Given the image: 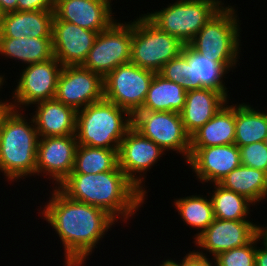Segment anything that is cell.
<instances>
[{"label":"cell","mask_w":267,"mask_h":266,"mask_svg":"<svg viewBox=\"0 0 267 266\" xmlns=\"http://www.w3.org/2000/svg\"><path fill=\"white\" fill-rule=\"evenodd\" d=\"M97 35V31L53 18L51 37L54 57L62 66L82 65Z\"/></svg>","instance_id":"cell-16"},{"label":"cell","mask_w":267,"mask_h":266,"mask_svg":"<svg viewBox=\"0 0 267 266\" xmlns=\"http://www.w3.org/2000/svg\"><path fill=\"white\" fill-rule=\"evenodd\" d=\"M181 54L186 58V77L183 80V88L186 91L210 88L222 92L230 99L223 80L227 78L225 76L229 71L222 64L209 60L189 44L183 45Z\"/></svg>","instance_id":"cell-19"},{"label":"cell","mask_w":267,"mask_h":266,"mask_svg":"<svg viewBox=\"0 0 267 266\" xmlns=\"http://www.w3.org/2000/svg\"><path fill=\"white\" fill-rule=\"evenodd\" d=\"M4 76H5V74L0 75V91L3 89V85L6 83V81H5L6 78Z\"/></svg>","instance_id":"cell-41"},{"label":"cell","mask_w":267,"mask_h":266,"mask_svg":"<svg viewBox=\"0 0 267 266\" xmlns=\"http://www.w3.org/2000/svg\"><path fill=\"white\" fill-rule=\"evenodd\" d=\"M176 266H213L210 258H206L196 254L194 251H189L184 257H181V261L169 258Z\"/></svg>","instance_id":"cell-35"},{"label":"cell","mask_w":267,"mask_h":266,"mask_svg":"<svg viewBox=\"0 0 267 266\" xmlns=\"http://www.w3.org/2000/svg\"><path fill=\"white\" fill-rule=\"evenodd\" d=\"M223 188L234 191L254 205L267 200V172L240 165L222 178L219 183Z\"/></svg>","instance_id":"cell-25"},{"label":"cell","mask_w":267,"mask_h":266,"mask_svg":"<svg viewBox=\"0 0 267 266\" xmlns=\"http://www.w3.org/2000/svg\"><path fill=\"white\" fill-rule=\"evenodd\" d=\"M158 74L183 87V80L186 77V58L180 53L166 63Z\"/></svg>","instance_id":"cell-33"},{"label":"cell","mask_w":267,"mask_h":266,"mask_svg":"<svg viewBox=\"0 0 267 266\" xmlns=\"http://www.w3.org/2000/svg\"><path fill=\"white\" fill-rule=\"evenodd\" d=\"M56 0H18L17 11H54Z\"/></svg>","instance_id":"cell-34"},{"label":"cell","mask_w":267,"mask_h":266,"mask_svg":"<svg viewBox=\"0 0 267 266\" xmlns=\"http://www.w3.org/2000/svg\"><path fill=\"white\" fill-rule=\"evenodd\" d=\"M49 201L38 210L64 248V266H85L117 221L105 210L67 197L52 186Z\"/></svg>","instance_id":"cell-1"},{"label":"cell","mask_w":267,"mask_h":266,"mask_svg":"<svg viewBox=\"0 0 267 266\" xmlns=\"http://www.w3.org/2000/svg\"><path fill=\"white\" fill-rule=\"evenodd\" d=\"M258 227L259 225L251 220L236 221L214 218L209 227L194 239L193 243L201 250L193 251L206 258H208V253L211 257L213 256L210 258L212 260L220 253L250 243L258 235Z\"/></svg>","instance_id":"cell-14"},{"label":"cell","mask_w":267,"mask_h":266,"mask_svg":"<svg viewBox=\"0 0 267 266\" xmlns=\"http://www.w3.org/2000/svg\"><path fill=\"white\" fill-rule=\"evenodd\" d=\"M186 95L187 91L181 85L155 73L140 110L180 113L183 110Z\"/></svg>","instance_id":"cell-26"},{"label":"cell","mask_w":267,"mask_h":266,"mask_svg":"<svg viewBox=\"0 0 267 266\" xmlns=\"http://www.w3.org/2000/svg\"><path fill=\"white\" fill-rule=\"evenodd\" d=\"M226 104L229 99L220 91L210 88L187 91L180 112L186 133L191 137Z\"/></svg>","instance_id":"cell-21"},{"label":"cell","mask_w":267,"mask_h":266,"mask_svg":"<svg viewBox=\"0 0 267 266\" xmlns=\"http://www.w3.org/2000/svg\"><path fill=\"white\" fill-rule=\"evenodd\" d=\"M261 242L258 234L243 247L233 248L218 254L212 260L213 266H255L256 245Z\"/></svg>","instance_id":"cell-31"},{"label":"cell","mask_w":267,"mask_h":266,"mask_svg":"<svg viewBox=\"0 0 267 266\" xmlns=\"http://www.w3.org/2000/svg\"><path fill=\"white\" fill-rule=\"evenodd\" d=\"M111 3V0H56L53 18L99 33L116 20Z\"/></svg>","instance_id":"cell-18"},{"label":"cell","mask_w":267,"mask_h":266,"mask_svg":"<svg viewBox=\"0 0 267 266\" xmlns=\"http://www.w3.org/2000/svg\"><path fill=\"white\" fill-rule=\"evenodd\" d=\"M163 155L165 151L160 146L131 127L119 145L118 166L142 194L148 196L143 184L147 177L146 172H149Z\"/></svg>","instance_id":"cell-12"},{"label":"cell","mask_w":267,"mask_h":266,"mask_svg":"<svg viewBox=\"0 0 267 266\" xmlns=\"http://www.w3.org/2000/svg\"><path fill=\"white\" fill-rule=\"evenodd\" d=\"M24 66L19 78H16L18 82L10 98L12 108L21 111L24 109L26 111L28 106L32 107L38 102L55 97L57 80L63 67L55 57Z\"/></svg>","instance_id":"cell-11"},{"label":"cell","mask_w":267,"mask_h":266,"mask_svg":"<svg viewBox=\"0 0 267 266\" xmlns=\"http://www.w3.org/2000/svg\"><path fill=\"white\" fill-rule=\"evenodd\" d=\"M54 98L77 112L104 99V78L82 65L63 66Z\"/></svg>","instance_id":"cell-13"},{"label":"cell","mask_w":267,"mask_h":266,"mask_svg":"<svg viewBox=\"0 0 267 266\" xmlns=\"http://www.w3.org/2000/svg\"><path fill=\"white\" fill-rule=\"evenodd\" d=\"M11 99L7 100L3 98L1 100L0 98V128L2 121L4 120L5 116L9 113V111L12 109V104L9 102Z\"/></svg>","instance_id":"cell-38"},{"label":"cell","mask_w":267,"mask_h":266,"mask_svg":"<svg viewBox=\"0 0 267 266\" xmlns=\"http://www.w3.org/2000/svg\"><path fill=\"white\" fill-rule=\"evenodd\" d=\"M0 56L29 65L54 57L52 38L0 37Z\"/></svg>","instance_id":"cell-24"},{"label":"cell","mask_w":267,"mask_h":266,"mask_svg":"<svg viewBox=\"0 0 267 266\" xmlns=\"http://www.w3.org/2000/svg\"><path fill=\"white\" fill-rule=\"evenodd\" d=\"M264 143H265V145L267 147V137L265 138Z\"/></svg>","instance_id":"cell-42"},{"label":"cell","mask_w":267,"mask_h":266,"mask_svg":"<svg viewBox=\"0 0 267 266\" xmlns=\"http://www.w3.org/2000/svg\"><path fill=\"white\" fill-rule=\"evenodd\" d=\"M196 194L175 198L173 204L183 223L189 226V228L191 226V228L198 230L194 235V239L206 230L214 219L213 204L210 196L203 197L201 194Z\"/></svg>","instance_id":"cell-28"},{"label":"cell","mask_w":267,"mask_h":266,"mask_svg":"<svg viewBox=\"0 0 267 266\" xmlns=\"http://www.w3.org/2000/svg\"><path fill=\"white\" fill-rule=\"evenodd\" d=\"M54 11H12L1 15L0 37L52 38Z\"/></svg>","instance_id":"cell-22"},{"label":"cell","mask_w":267,"mask_h":266,"mask_svg":"<svg viewBox=\"0 0 267 266\" xmlns=\"http://www.w3.org/2000/svg\"><path fill=\"white\" fill-rule=\"evenodd\" d=\"M235 6L226 4L201 28L189 45L229 72L237 67L242 46L240 19Z\"/></svg>","instance_id":"cell-5"},{"label":"cell","mask_w":267,"mask_h":266,"mask_svg":"<svg viewBox=\"0 0 267 266\" xmlns=\"http://www.w3.org/2000/svg\"><path fill=\"white\" fill-rule=\"evenodd\" d=\"M241 164L267 172V147L263 142H255L239 148Z\"/></svg>","instance_id":"cell-32"},{"label":"cell","mask_w":267,"mask_h":266,"mask_svg":"<svg viewBox=\"0 0 267 266\" xmlns=\"http://www.w3.org/2000/svg\"><path fill=\"white\" fill-rule=\"evenodd\" d=\"M260 245H256L255 266H267V244L262 241Z\"/></svg>","instance_id":"cell-36"},{"label":"cell","mask_w":267,"mask_h":266,"mask_svg":"<svg viewBox=\"0 0 267 266\" xmlns=\"http://www.w3.org/2000/svg\"><path fill=\"white\" fill-rule=\"evenodd\" d=\"M224 5L222 0H176L144 16L158 29L187 45Z\"/></svg>","instance_id":"cell-6"},{"label":"cell","mask_w":267,"mask_h":266,"mask_svg":"<svg viewBox=\"0 0 267 266\" xmlns=\"http://www.w3.org/2000/svg\"><path fill=\"white\" fill-rule=\"evenodd\" d=\"M77 146L76 135L39 138L36 175L57 187L73 171Z\"/></svg>","instance_id":"cell-15"},{"label":"cell","mask_w":267,"mask_h":266,"mask_svg":"<svg viewBox=\"0 0 267 266\" xmlns=\"http://www.w3.org/2000/svg\"><path fill=\"white\" fill-rule=\"evenodd\" d=\"M258 234L261 237V241L265 242L267 244V223L264 227V224H259L258 227Z\"/></svg>","instance_id":"cell-39"},{"label":"cell","mask_w":267,"mask_h":266,"mask_svg":"<svg viewBox=\"0 0 267 266\" xmlns=\"http://www.w3.org/2000/svg\"><path fill=\"white\" fill-rule=\"evenodd\" d=\"M21 112L12 108L0 128V172L10 183L36 175L39 136L33 118Z\"/></svg>","instance_id":"cell-3"},{"label":"cell","mask_w":267,"mask_h":266,"mask_svg":"<svg viewBox=\"0 0 267 266\" xmlns=\"http://www.w3.org/2000/svg\"><path fill=\"white\" fill-rule=\"evenodd\" d=\"M31 107V113L39 138L75 135L76 111L56 98L41 101Z\"/></svg>","instance_id":"cell-20"},{"label":"cell","mask_w":267,"mask_h":266,"mask_svg":"<svg viewBox=\"0 0 267 266\" xmlns=\"http://www.w3.org/2000/svg\"><path fill=\"white\" fill-rule=\"evenodd\" d=\"M154 74L131 62L119 65L104 78V99L133 115L142 108Z\"/></svg>","instance_id":"cell-10"},{"label":"cell","mask_w":267,"mask_h":266,"mask_svg":"<svg viewBox=\"0 0 267 266\" xmlns=\"http://www.w3.org/2000/svg\"><path fill=\"white\" fill-rule=\"evenodd\" d=\"M232 104V105H231ZM235 140V104L224 105L190 137L189 158L199 149L233 144Z\"/></svg>","instance_id":"cell-23"},{"label":"cell","mask_w":267,"mask_h":266,"mask_svg":"<svg viewBox=\"0 0 267 266\" xmlns=\"http://www.w3.org/2000/svg\"><path fill=\"white\" fill-rule=\"evenodd\" d=\"M118 166V149L78 145L71 173L97 174Z\"/></svg>","instance_id":"cell-30"},{"label":"cell","mask_w":267,"mask_h":266,"mask_svg":"<svg viewBox=\"0 0 267 266\" xmlns=\"http://www.w3.org/2000/svg\"><path fill=\"white\" fill-rule=\"evenodd\" d=\"M57 188L67 197L99 207L126 224L147 199L119 166L97 174L70 173Z\"/></svg>","instance_id":"cell-2"},{"label":"cell","mask_w":267,"mask_h":266,"mask_svg":"<svg viewBox=\"0 0 267 266\" xmlns=\"http://www.w3.org/2000/svg\"><path fill=\"white\" fill-rule=\"evenodd\" d=\"M187 164L202 184L219 183L222 178L241 165L239 147L233 143L199 148L189 158Z\"/></svg>","instance_id":"cell-17"},{"label":"cell","mask_w":267,"mask_h":266,"mask_svg":"<svg viewBox=\"0 0 267 266\" xmlns=\"http://www.w3.org/2000/svg\"><path fill=\"white\" fill-rule=\"evenodd\" d=\"M132 127L165 152L176 151L189 160L190 136L178 112L138 110L132 115Z\"/></svg>","instance_id":"cell-8"},{"label":"cell","mask_w":267,"mask_h":266,"mask_svg":"<svg viewBox=\"0 0 267 266\" xmlns=\"http://www.w3.org/2000/svg\"><path fill=\"white\" fill-rule=\"evenodd\" d=\"M267 112V110H266ZM253 108L249 103L235 104V140L239 148L267 137V113Z\"/></svg>","instance_id":"cell-27"},{"label":"cell","mask_w":267,"mask_h":266,"mask_svg":"<svg viewBox=\"0 0 267 266\" xmlns=\"http://www.w3.org/2000/svg\"><path fill=\"white\" fill-rule=\"evenodd\" d=\"M131 41L132 20L126 23L116 19L98 33L82 66L105 78L119 65L130 62Z\"/></svg>","instance_id":"cell-9"},{"label":"cell","mask_w":267,"mask_h":266,"mask_svg":"<svg viewBox=\"0 0 267 266\" xmlns=\"http://www.w3.org/2000/svg\"><path fill=\"white\" fill-rule=\"evenodd\" d=\"M212 187L211 191L206 193L210 196L213 204L214 218L222 220H249L247 219L252 211L250 206L254 204L246 197L227 190L218 183L209 184ZM215 189V190H214Z\"/></svg>","instance_id":"cell-29"},{"label":"cell","mask_w":267,"mask_h":266,"mask_svg":"<svg viewBox=\"0 0 267 266\" xmlns=\"http://www.w3.org/2000/svg\"><path fill=\"white\" fill-rule=\"evenodd\" d=\"M135 19L132 21L130 62L158 73L166 63L181 53L184 44L158 29L143 14Z\"/></svg>","instance_id":"cell-7"},{"label":"cell","mask_w":267,"mask_h":266,"mask_svg":"<svg viewBox=\"0 0 267 266\" xmlns=\"http://www.w3.org/2000/svg\"><path fill=\"white\" fill-rule=\"evenodd\" d=\"M162 263L159 264V266H176L170 259H166L165 261H161ZM157 266V265H155Z\"/></svg>","instance_id":"cell-40"},{"label":"cell","mask_w":267,"mask_h":266,"mask_svg":"<svg viewBox=\"0 0 267 266\" xmlns=\"http://www.w3.org/2000/svg\"><path fill=\"white\" fill-rule=\"evenodd\" d=\"M132 127V115L115 103L102 99L76 113L78 145L119 149L126 132Z\"/></svg>","instance_id":"cell-4"},{"label":"cell","mask_w":267,"mask_h":266,"mask_svg":"<svg viewBox=\"0 0 267 266\" xmlns=\"http://www.w3.org/2000/svg\"><path fill=\"white\" fill-rule=\"evenodd\" d=\"M18 0H0V13L17 11Z\"/></svg>","instance_id":"cell-37"}]
</instances>
